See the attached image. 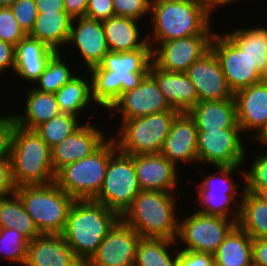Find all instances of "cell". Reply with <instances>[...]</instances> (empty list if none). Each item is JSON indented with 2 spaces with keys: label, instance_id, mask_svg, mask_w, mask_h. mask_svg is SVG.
Listing matches in <instances>:
<instances>
[{
  "label": "cell",
  "instance_id": "6da1fadb",
  "mask_svg": "<svg viewBox=\"0 0 267 266\" xmlns=\"http://www.w3.org/2000/svg\"><path fill=\"white\" fill-rule=\"evenodd\" d=\"M151 62V49L108 52L99 65L85 70L91 79V96L96 109L93 112L97 113L98 106L107 111L122 93L138 87L149 73Z\"/></svg>",
  "mask_w": 267,
  "mask_h": 266
},
{
  "label": "cell",
  "instance_id": "7a4b0ae2",
  "mask_svg": "<svg viewBox=\"0 0 267 266\" xmlns=\"http://www.w3.org/2000/svg\"><path fill=\"white\" fill-rule=\"evenodd\" d=\"M150 17L151 50L161 42L216 32L211 30L212 13L199 0H151Z\"/></svg>",
  "mask_w": 267,
  "mask_h": 266
},
{
  "label": "cell",
  "instance_id": "3957f363",
  "mask_svg": "<svg viewBox=\"0 0 267 266\" xmlns=\"http://www.w3.org/2000/svg\"><path fill=\"white\" fill-rule=\"evenodd\" d=\"M120 215L93 199L75 200L62 233L76 257L88 262Z\"/></svg>",
  "mask_w": 267,
  "mask_h": 266
},
{
  "label": "cell",
  "instance_id": "277c9868",
  "mask_svg": "<svg viewBox=\"0 0 267 266\" xmlns=\"http://www.w3.org/2000/svg\"><path fill=\"white\" fill-rule=\"evenodd\" d=\"M174 194L141 190L120 219L142 238L176 240L180 219L177 217L175 206L178 201Z\"/></svg>",
  "mask_w": 267,
  "mask_h": 266
},
{
  "label": "cell",
  "instance_id": "5b68a950",
  "mask_svg": "<svg viewBox=\"0 0 267 266\" xmlns=\"http://www.w3.org/2000/svg\"><path fill=\"white\" fill-rule=\"evenodd\" d=\"M10 159L16 187L45 185L55 181L50 147L34 129L16 125Z\"/></svg>",
  "mask_w": 267,
  "mask_h": 266
},
{
  "label": "cell",
  "instance_id": "8992f818",
  "mask_svg": "<svg viewBox=\"0 0 267 266\" xmlns=\"http://www.w3.org/2000/svg\"><path fill=\"white\" fill-rule=\"evenodd\" d=\"M15 193L41 234L63 233L68 212L75 201L72 196L55 182L20 186Z\"/></svg>",
  "mask_w": 267,
  "mask_h": 266
},
{
  "label": "cell",
  "instance_id": "52a82bcc",
  "mask_svg": "<svg viewBox=\"0 0 267 266\" xmlns=\"http://www.w3.org/2000/svg\"><path fill=\"white\" fill-rule=\"evenodd\" d=\"M117 150L115 140L109 138L92 155L59 169L54 182L75 200L94 199L102 187L110 157Z\"/></svg>",
  "mask_w": 267,
  "mask_h": 266
},
{
  "label": "cell",
  "instance_id": "ba28073f",
  "mask_svg": "<svg viewBox=\"0 0 267 266\" xmlns=\"http://www.w3.org/2000/svg\"><path fill=\"white\" fill-rule=\"evenodd\" d=\"M178 110L157 112L121 121L112 138L126 155L160 153ZM119 130V131H118ZM117 134V136H116Z\"/></svg>",
  "mask_w": 267,
  "mask_h": 266
},
{
  "label": "cell",
  "instance_id": "9c48e42d",
  "mask_svg": "<svg viewBox=\"0 0 267 266\" xmlns=\"http://www.w3.org/2000/svg\"><path fill=\"white\" fill-rule=\"evenodd\" d=\"M216 173L205 175L203 180L197 184L195 190L198 193L197 211L205 215L221 216L234 219L238 222L240 217L239 185L232 180V176L239 173L244 181L243 166H217ZM232 175V176H231ZM237 198V199H236ZM236 203V204H234ZM232 205V206H231ZM234 208V209H233Z\"/></svg>",
  "mask_w": 267,
  "mask_h": 266
},
{
  "label": "cell",
  "instance_id": "30bf717a",
  "mask_svg": "<svg viewBox=\"0 0 267 266\" xmlns=\"http://www.w3.org/2000/svg\"><path fill=\"white\" fill-rule=\"evenodd\" d=\"M140 191L134 155H126L117 150L110 157L102 187L93 200L121 216Z\"/></svg>",
  "mask_w": 267,
  "mask_h": 266
},
{
  "label": "cell",
  "instance_id": "8fae6325",
  "mask_svg": "<svg viewBox=\"0 0 267 266\" xmlns=\"http://www.w3.org/2000/svg\"><path fill=\"white\" fill-rule=\"evenodd\" d=\"M189 216V217H188ZM179 220L177 241L184 244L185 251L214 253L237 221L221 216L205 215L194 209V213Z\"/></svg>",
  "mask_w": 267,
  "mask_h": 266
},
{
  "label": "cell",
  "instance_id": "7c38bea8",
  "mask_svg": "<svg viewBox=\"0 0 267 266\" xmlns=\"http://www.w3.org/2000/svg\"><path fill=\"white\" fill-rule=\"evenodd\" d=\"M243 136L248 135H243L241 128L198 131V163L212 167L243 166L248 160Z\"/></svg>",
  "mask_w": 267,
  "mask_h": 266
},
{
  "label": "cell",
  "instance_id": "4fadbf2b",
  "mask_svg": "<svg viewBox=\"0 0 267 266\" xmlns=\"http://www.w3.org/2000/svg\"><path fill=\"white\" fill-rule=\"evenodd\" d=\"M211 49L217 56L226 83L233 92L261 82V71L247 54L226 34L215 32Z\"/></svg>",
  "mask_w": 267,
  "mask_h": 266
},
{
  "label": "cell",
  "instance_id": "5bb4252c",
  "mask_svg": "<svg viewBox=\"0 0 267 266\" xmlns=\"http://www.w3.org/2000/svg\"><path fill=\"white\" fill-rule=\"evenodd\" d=\"M172 109L156 80L148 73L138 87L122 93L107 110L110 119L118 112L120 121H125Z\"/></svg>",
  "mask_w": 267,
  "mask_h": 266
},
{
  "label": "cell",
  "instance_id": "9a60e30c",
  "mask_svg": "<svg viewBox=\"0 0 267 266\" xmlns=\"http://www.w3.org/2000/svg\"><path fill=\"white\" fill-rule=\"evenodd\" d=\"M214 35H193L159 43L152 50V62L160 69L186 73L211 49Z\"/></svg>",
  "mask_w": 267,
  "mask_h": 266
},
{
  "label": "cell",
  "instance_id": "2e32d148",
  "mask_svg": "<svg viewBox=\"0 0 267 266\" xmlns=\"http://www.w3.org/2000/svg\"><path fill=\"white\" fill-rule=\"evenodd\" d=\"M141 238L120 219L88 261L89 266H134L137 245Z\"/></svg>",
  "mask_w": 267,
  "mask_h": 266
},
{
  "label": "cell",
  "instance_id": "e0dca14e",
  "mask_svg": "<svg viewBox=\"0 0 267 266\" xmlns=\"http://www.w3.org/2000/svg\"><path fill=\"white\" fill-rule=\"evenodd\" d=\"M86 121L73 134L50 148L55 173L63 166L92 155L110 137L99 126Z\"/></svg>",
  "mask_w": 267,
  "mask_h": 266
},
{
  "label": "cell",
  "instance_id": "ac0fdd59",
  "mask_svg": "<svg viewBox=\"0 0 267 266\" xmlns=\"http://www.w3.org/2000/svg\"><path fill=\"white\" fill-rule=\"evenodd\" d=\"M186 73L196 87L199 102L226 100L234 96L212 49L196 60Z\"/></svg>",
  "mask_w": 267,
  "mask_h": 266
},
{
  "label": "cell",
  "instance_id": "d6986e66",
  "mask_svg": "<svg viewBox=\"0 0 267 266\" xmlns=\"http://www.w3.org/2000/svg\"><path fill=\"white\" fill-rule=\"evenodd\" d=\"M67 44L75 46L85 70L99 65L109 52L102 21L87 17L72 20Z\"/></svg>",
  "mask_w": 267,
  "mask_h": 266
},
{
  "label": "cell",
  "instance_id": "ffe728a7",
  "mask_svg": "<svg viewBox=\"0 0 267 266\" xmlns=\"http://www.w3.org/2000/svg\"><path fill=\"white\" fill-rule=\"evenodd\" d=\"M234 99L237 123L243 134L254 139L267 126V83L242 88L234 93Z\"/></svg>",
  "mask_w": 267,
  "mask_h": 266
},
{
  "label": "cell",
  "instance_id": "44dd1931",
  "mask_svg": "<svg viewBox=\"0 0 267 266\" xmlns=\"http://www.w3.org/2000/svg\"><path fill=\"white\" fill-rule=\"evenodd\" d=\"M134 166L141 190L177 191L179 169L161 153L134 155Z\"/></svg>",
  "mask_w": 267,
  "mask_h": 266
},
{
  "label": "cell",
  "instance_id": "7402d4cb",
  "mask_svg": "<svg viewBox=\"0 0 267 266\" xmlns=\"http://www.w3.org/2000/svg\"><path fill=\"white\" fill-rule=\"evenodd\" d=\"M197 135L198 130L190 114L179 112L171 124L160 153L176 167L182 162L198 163Z\"/></svg>",
  "mask_w": 267,
  "mask_h": 266
},
{
  "label": "cell",
  "instance_id": "603a6c76",
  "mask_svg": "<svg viewBox=\"0 0 267 266\" xmlns=\"http://www.w3.org/2000/svg\"><path fill=\"white\" fill-rule=\"evenodd\" d=\"M79 262L62 234H41L29 242L24 266H76Z\"/></svg>",
  "mask_w": 267,
  "mask_h": 266
},
{
  "label": "cell",
  "instance_id": "cb8c5ba5",
  "mask_svg": "<svg viewBox=\"0 0 267 266\" xmlns=\"http://www.w3.org/2000/svg\"><path fill=\"white\" fill-rule=\"evenodd\" d=\"M149 74L156 80L169 105L179 112H188L199 102L196 87L187 73L162 70L151 62Z\"/></svg>",
  "mask_w": 267,
  "mask_h": 266
},
{
  "label": "cell",
  "instance_id": "d4e9b609",
  "mask_svg": "<svg viewBox=\"0 0 267 266\" xmlns=\"http://www.w3.org/2000/svg\"><path fill=\"white\" fill-rule=\"evenodd\" d=\"M55 53L43 42L26 35L15 46L14 74L23 81L35 83Z\"/></svg>",
  "mask_w": 267,
  "mask_h": 266
},
{
  "label": "cell",
  "instance_id": "484cf974",
  "mask_svg": "<svg viewBox=\"0 0 267 266\" xmlns=\"http://www.w3.org/2000/svg\"><path fill=\"white\" fill-rule=\"evenodd\" d=\"M139 23V20L122 16H112L102 21L109 52L151 49L147 35L143 34L142 38Z\"/></svg>",
  "mask_w": 267,
  "mask_h": 266
},
{
  "label": "cell",
  "instance_id": "4316f807",
  "mask_svg": "<svg viewBox=\"0 0 267 266\" xmlns=\"http://www.w3.org/2000/svg\"><path fill=\"white\" fill-rule=\"evenodd\" d=\"M188 113L198 131L240 128L234 96L226 100L198 102Z\"/></svg>",
  "mask_w": 267,
  "mask_h": 266
},
{
  "label": "cell",
  "instance_id": "83f0119b",
  "mask_svg": "<svg viewBox=\"0 0 267 266\" xmlns=\"http://www.w3.org/2000/svg\"><path fill=\"white\" fill-rule=\"evenodd\" d=\"M72 18L66 11L38 12L31 32L28 34L56 52L66 48ZM60 48V49H59Z\"/></svg>",
  "mask_w": 267,
  "mask_h": 266
},
{
  "label": "cell",
  "instance_id": "f1b7e54d",
  "mask_svg": "<svg viewBox=\"0 0 267 266\" xmlns=\"http://www.w3.org/2000/svg\"><path fill=\"white\" fill-rule=\"evenodd\" d=\"M25 96L23 113H14L16 125L20 127L35 129L61 113L55 93L41 92L30 86L27 87Z\"/></svg>",
  "mask_w": 267,
  "mask_h": 266
},
{
  "label": "cell",
  "instance_id": "f546056e",
  "mask_svg": "<svg viewBox=\"0 0 267 266\" xmlns=\"http://www.w3.org/2000/svg\"><path fill=\"white\" fill-rule=\"evenodd\" d=\"M213 255L215 266H253L252 237L237 224Z\"/></svg>",
  "mask_w": 267,
  "mask_h": 266
},
{
  "label": "cell",
  "instance_id": "4dcf8cb0",
  "mask_svg": "<svg viewBox=\"0 0 267 266\" xmlns=\"http://www.w3.org/2000/svg\"><path fill=\"white\" fill-rule=\"evenodd\" d=\"M87 74L86 77L84 73L79 75L77 73L55 93L61 113L80 117L90 104L91 106L95 104L91 96L90 75Z\"/></svg>",
  "mask_w": 267,
  "mask_h": 266
},
{
  "label": "cell",
  "instance_id": "1f68e13d",
  "mask_svg": "<svg viewBox=\"0 0 267 266\" xmlns=\"http://www.w3.org/2000/svg\"><path fill=\"white\" fill-rule=\"evenodd\" d=\"M15 229L30 241L41 233L16 193L0 198V229Z\"/></svg>",
  "mask_w": 267,
  "mask_h": 266
},
{
  "label": "cell",
  "instance_id": "d6a6232c",
  "mask_svg": "<svg viewBox=\"0 0 267 266\" xmlns=\"http://www.w3.org/2000/svg\"><path fill=\"white\" fill-rule=\"evenodd\" d=\"M225 33L247 54L253 64L262 72L267 58V28L249 26Z\"/></svg>",
  "mask_w": 267,
  "mask_h": 266
},
{
  "label": "cell",
  "instance_id": "836d02e7",
  "mask_svg": "<svg viewBox=\"0 0 267 266\" xmlns=\"http://www.w3.org/2000/svg\"><path fill=\"white\" fill-rule=\"evenodd\" d=\"M240 199V217L237 224L252 238H267V204L245 191L244 186Z\"/></svg>",
  "mask_w": 267,
  "mask_h": 266
},
{
  "label": "cell",
  "instance_id": "e575fe53",
  "mask_svg": "<svg viewBox=\"0 0 267 266\" xmlns=\"http://www.w3.org/2000/svg\"><path fill=\"white\" fill-rule=\"evenodd\" d=\"M178 242L170 239L141 238L137 245L134 266H176L178 248H175L176 251L172 254L170 247L178 245Z\"/></svg>",
  "mask_w": 267,
  "mask_h": 266
},
{
  "label": "cell",
  "instance_id": "d590c367",
  "mask_svg": "<svg viewBox=\"0 0 267 266\" xmlns=\"http://www.w3.org/2000/svg\"><path fill=\"white\" fill-rule=\"evenodd\" d=\"M65 52H56L48 61L44 71L35 81V86L32 88L48 93H56L65 83H67L77 73L70 68L62 57ZM64 58V59H63Z\"/></svg>",
  "mask_w": 267,
  "mask_h": 266
},
{
  "label": "cell",
  "instance_id": "8d00e7d4",
  "mask_svg": "<svg viewBox=\"0 0 267 266\" xmlns=\"http://www.w3.org/2000/svg\"><path fill=\"white\" fill-rule=\"evenodd\" d=\"M79 117L72 114L60 113L54 118L41 123L34 130L51 148L54 145L61 143L65 138L73 134L83 124Z\"/></svg>",
  "mask_w": 267,
  "mask_h": 266
},
{
  "label": "cell",
  "instance_id": "74e56055",
  "mask_svg": "<svg viewBox=\"0 0 267 266\" xmlns=\"http://www.w3.org/2000/svg\"><path fill=\"white\" fill-rule=\"evenodd\" d=\"M30 240L15 229H0V259L24 266Z\"/></svg>",
  "mask_w": 267,
  "mask_h": 266
},
{
  "label": "cell",
  "instance_id": "f35d334b",
  "mask_svg": "<svg viewBox=\"0 0 267 266\" xmlns=\"http://www.w3.org/2000/svg\"><path fill=\"white\" fill-rule=\"evenodd\" d=\"M27 34L20 27L10 7H0V40L16 46Z\"/></svg>",
  "mask_w": 267,
  "mask_h": 266
},
{
  "label": "cell",
  "instance_id": "ab89813d",
  "mask_svg": "<svg viewBox=\"0 0 267 266\" xmlns=\"http://www.w3.org/2000/svg\"><path fill=\"white\" fill-rule=\"evenodd\" d=\"M115 16L129 17L141 21L150 16L151 0H112ZM143 17V18H142Z\"/></svg>",
  "mask_w": 267,
  "mask_h": 266
},
{
  "label": "cell",
  "instance_id": "60d3db41",
  "mask_svg": "<svg viewBox=\"0 0 267 266\" xmlns=\"http://www.w3.org/2000/svg\"><path fill=\"white\" fill-rule=\"evenodd\" d=\"M10 8L14 17L19 22L20 27L28 35L38 16V10L35 0H16Z\"/></svg>",
  "mask_w": 267,
  "mask_h": 266
},
{
  "label": "cell",
  "instance_id": "b9f144b4",
  "mask_svg": "<svg viewBox=\"0 0 267 266\" xmlns=\"http://www.w3.org/2000/svg\"><path fill=\"white\" fill-rule=\"evenodd\" d=\"M249 170H244V186H267V151L255 155Z\"/></svg>",
  "mask_w": 267,
  "mask_h": 266
},
{
  "label": "cell",
  "instance_id": "7bdbcfd3",
  "mask_svg": "<svg viewBox=\"0 0 267 266\" xmlns=\"http://www.w3.org/2000/svg\"><path fill=\"white\" fill-rule=\"evenodd\" d=\"M16 120L14 113L1 116L0 115V160L10 159L11 145Z\"/></svg>",
  "mask_w": 267,
  "mask_h": 266
},
{
  "label": "cell",
  "instance_id": "ee69618b",
  "mask_svg": "<svg viewBox=\"0 0 267 266\" xmlns=\"http://www.w3.org/2000/svg\"><path fill=\"white\" fill-rule=\"evenodd\" d=\"M176 266H215L214 255L178 249Z\"/></svg>",
  "mask_w": 267,
  "mask_h": 266
},
{
  "label": "cell",
  "instance_id": "f6af8a7d",
  "mask_svg": "<svg viewBox=\"0 0 267 266\" xmlns=\"http://www.w3.org/2000/svg\"><path fill=\"white\" fill-rule=\"evenodd\" d=\"M115 16L112 0H88L85 17L104 21Z\"/></svg>",
  "mask_w": 267,
  "mask_h": 266
},
{
  "label": "cell",
  "instance_id": "bcb514c9",
  "mask_svg": "<svg viewBox=\"0 0 267 266\" xmlns=\"http://www.w3.org/2000/svg\"><path fill=\"white\" fill-rule=\"evenodd\" d=\"M11 159L0 160V198L15 193Z\"/></svg>",
  "mask_w": 267,
  "mask_h": 266
},
{
  "label": "cell",
  "instance_id": "7dc6e473",
  "mask_svg": "<svg viewBox=\"0 0 267 266\" xmlns=\"http://www.w3.org/2000/svg\"><path fill=\"white\" fill-rule=\"evenodd\" d=\"M14 72L15 68V46L0 40V74L6 73L8 69Z\"/></svg>",
  "mask_w": 267,
  "mask_h": 266
},
{
  "label": "cell",
  "instance_id": "c3c4849f",
  "mask_svg": "<svg viewBox=\"0 0 267 266\" xmlns=\"http://www.w3.org/2000/svg\"><path fill=\"white\" fill-rule=\"evenodd\" d=\"M253 266H267V238H252Z\"/></svg>",
  "mask_w": 267,
  "mask_h": 266
},
{
  "label": "cell",
  "instance_id": "681fc988",
  "mask_svg": "<svg viewBox=\"0 0 267 266\" xmlns=\"http://www.w3.org/2000/svg\"><path fill=\"white\" fill-rule=\"evenodd\" d=\"M65 11L72 19L85 17L88 0H63Z\"/></svg>",
  "mask_w": 267,
  "mask_h": 266
},
{
  "label": "cell",
  "instance_id": "f907efd6",
  "mask_svg": "<svg viewBox=\"0 0 267 266\" xmlns=\"http://www.w3.org/2000/svg\"><path fill=\"white\" fill-rule=\"evenodd\" d=\"M38 12L65 11L63 0H35Z\"/></svg>",
  "mask_w": 267,
  "mask_h": 266
},
{
  "label": "cell",
  "instance_id": "816d5d0a",
  "mask_svg": "<svg viewBox=\"0 0 267 266\" xmlns=\"http://www.w3.org/2000/svg\"><path fill=\"white\" fill-rule=\"evenodd\" d=\"M244 190L252 193L261 202L267 204V186H244Z\"/></svg>",
  "mask_w": 267,
  "mask_h": 266
},
{
  "label": "cell",
  "instance_id": "f5cc1de1",
  "mask_svg": "<svg viewBox=\"0 0 267 266\" xmlns=\"http://www.w3.org/2000/svg\"><path fill=\"white\" fill-rule=\"evenodd\" d=\"M202 5H204L211 13L215 11L214 8L219 6H227L233 4L236 1L240 0H199Z\"/></svg>",
  "mask_w": 267,
  "mask_h": 266
},
{
  "label": "cell",
  "instance_id": "db71d44e",
  "mask_svg": "<svg viewBox=\"0 0 267 266\" xmlns=\"http://www.w3.org/2000/svg\"><path fill=\"white\" fill-rule=\"evenodd\" d=\"M264 148H267V126L254 138Z\"/></svg>",
  "mask_w": 267,
  "mask_h": 266
},
{
  "label": "cell",
  "instance_id": "11a10c76",
  "mask_svg": "<svg viewBox=\"0 0 267 266\" xmlns=\"http://www.w3.org/2000/svg\"><path fill=\"white\" fill-rule=\"evenodd\" d=\"M261 82L267 83V58L265 61L263 71L261 73Z\"/></svg>",
  "mask_w": 267,
  "mask_h": 266
},
{
  "label": "cell",
  "instance_id": "9f6ffc18",
  "mask_svg": "<svg viewBox=\"0 0 267 266\" xmlns=\"http://www.w3.org/2000/svg\"><path fill=\"white\" fill-rule=\"evenodd\" d=\"M16 0H0V7H10Z\"/></svg>",
  "mask_w": 267,
  "mask_h": 266
},
{
  "label": "cell",
  "instance_id": "6f0895ef",
  "mask_svg": "<svg viewBox=\"0 0 267 266\" xmlns=\"http://www.w3.org/2000/svg\"><path fill=\"white\" fill-rule=\"evenodd\" d=\"M76 266H89L88 262L80 261Z\"/></svg>",
  "mask_w": 267,
  "mask_h": 266
}]
</instances>
